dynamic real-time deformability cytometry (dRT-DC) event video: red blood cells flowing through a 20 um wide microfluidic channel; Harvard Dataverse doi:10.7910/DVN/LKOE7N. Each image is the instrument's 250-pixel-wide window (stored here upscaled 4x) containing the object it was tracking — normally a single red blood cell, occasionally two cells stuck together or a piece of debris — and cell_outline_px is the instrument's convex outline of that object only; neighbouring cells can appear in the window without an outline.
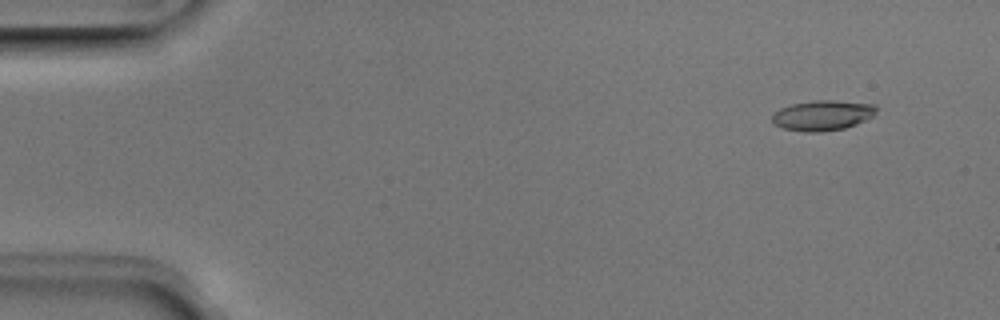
{"species": "Egyptian fruit bat (a non-hibernating species)", "species_latin": "Rousettus aegyptiacus", "temperature_condition": "room temperature", "stored_images_in_passage": 52, "camera_frame_rate_fps": 3000, "um_per_image_px": 0.085, "animal": {"sex": "male"}, "frame": {"image": 1, "passage_image": 5, "time_ms": 1.333, "image_size_px": [1000, 320], "cell_outline_px": [[876, 112], [872, 116], [856, 124], [844, 128], [820, 132], [804, 132], [780, 128], [772, 120], [772, 116], [780, 108], [792, 104], [816, 100], [832, 100], [876, 104]], "centroid_in_image_um": [69.91, 9.81], "position_along_channel_um": 15.1, "area_um2": 18.26}}
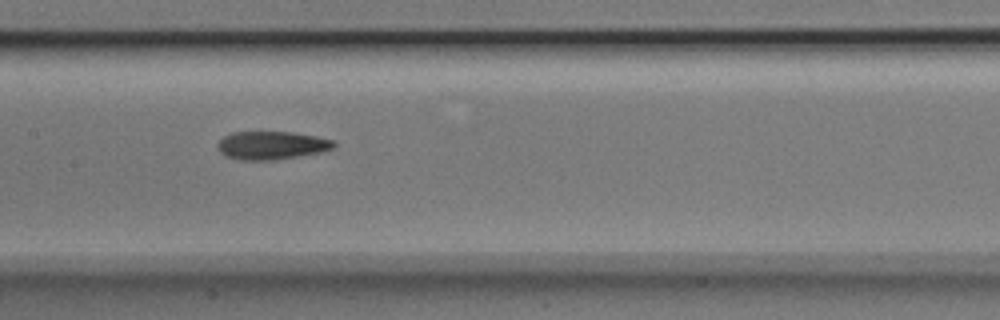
{"frame": {"image": 2, "passage_image": 26, "time_ms": 8.333, "image_size_px": [1000, 320], "cell_outline_px": [[336, 148], [320, 152], [276, 160], [240, 160], [228, 156], [220, 152], [216, 148], [216, 144], [224, 136], [232, 132], [292, 132], [316, 136], [332, 140], [336, 144]], "centroid_in_image_um": [23.08, 12.35], "position_along_channel_um": 184.3, "area_um2": 19.13}}
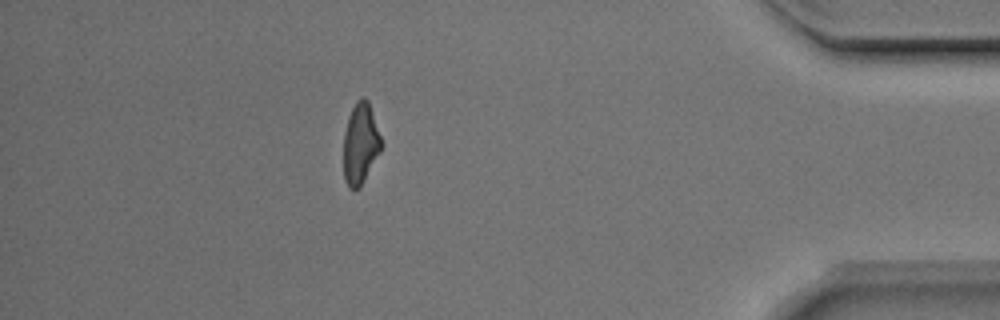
{"frame": {"image": 3, "passage_image": 46, "time_ms": 15.0, "image_size_px": [1000, 320], "cell_outline_px": [[384, 144], [380, 152], [360, 188], [348, 188], [344, 176], [344, 132], [348, 116], [356, 100], [360, 96], [364, 96], [368, 100]], "centroid_in_image_um": [30.65, 12.17], "position_along_channel_um": 404.5, "area_um2": 18.03}, "authors_computed_cell_mechanics": {"area_um2": 18.5538, "velocity_mm_per_s": 3.9834, "shape_relaxation_time_tau1_ms": 5.0715, "shape_relaxation_time_tau2_ms": 2.8247, "deformation_change_tau1": 0.1915, "deformation_change_tau2": 0.1106}}